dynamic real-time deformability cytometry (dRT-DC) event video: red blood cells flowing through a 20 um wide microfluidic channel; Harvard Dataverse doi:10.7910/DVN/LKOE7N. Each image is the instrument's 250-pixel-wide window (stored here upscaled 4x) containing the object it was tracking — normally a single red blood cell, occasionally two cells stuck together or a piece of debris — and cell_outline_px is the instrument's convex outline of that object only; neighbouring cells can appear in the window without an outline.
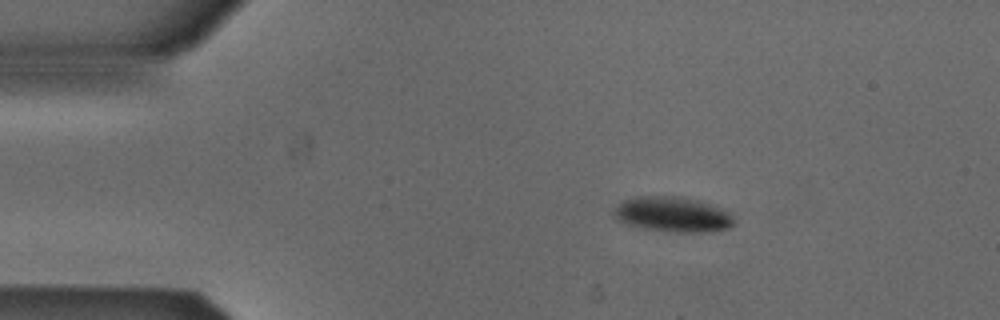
{"species": "Egyptian fruit bat (a non-hibernating species)", "species_latin": "Rousettus aegyptiacus", "temperature_condition": "cold", "stored_images_in_passage": 4, "camera_frame_rate_fps": 3000, "um_per_image_px": 0.085, "animal": {"sex": "male"}, "frame": {"image": 1, "passage_image": 1, "time_ms": 0.0, "image_size_px": [1000, 320], "cell_outline_px": [[732, 224], [728, 228], [704, 232], [672, 232], [644, 228], [628, 224], [616, 220], [612, 216], [612, 212], [624, 200], [640, 196], [680, 196], [700, 200], [720, 208], [728, 212], [732, 216]], "centroid_in_image_um": [57.14, 18.22], "position_along_channel_um": 27.9, "area_um2": 24.45}}
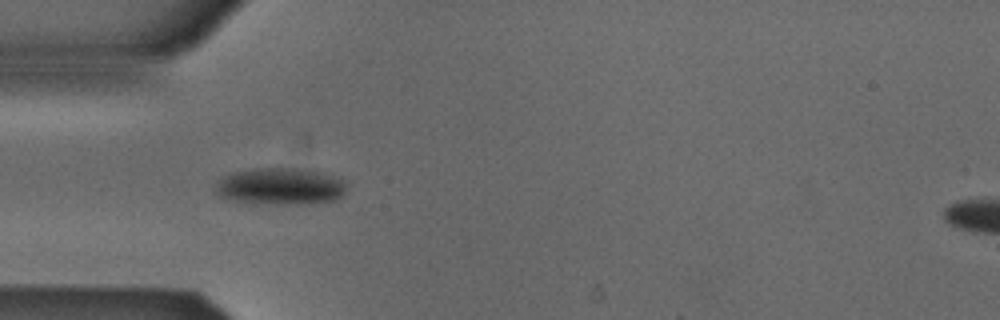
{"frame": {"image": 2, "passage_image": 3, "time_ms": 0.667, "image_size_px": [1000, 320], "cell_outline_px": [[344, 192], [336, 200], [308, 204], [256, 204], [236, 200], [220, 196], [216, 192], [216, 184], [224, 176], [232, 172], [252, 168], [288, 168], [320, 172], [344, 180]], "centroid_in_image_um": [23.81, 15.85], "position_along_channel_um": 61.2, "area_um2": 27.98}}
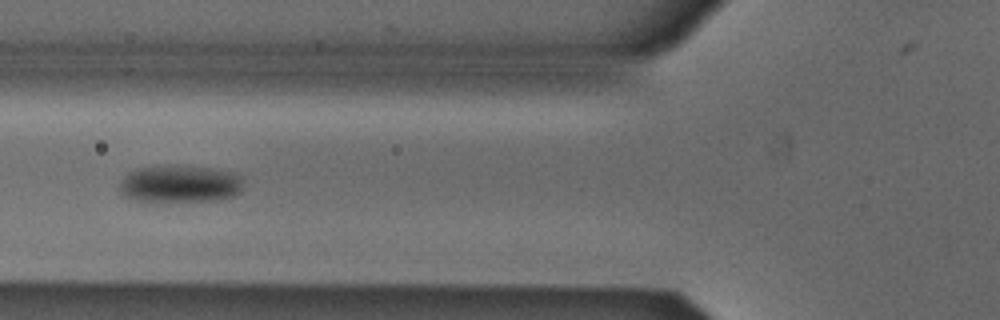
{"frame": {"image": 3, "passage_image": 4, "time_ms": 1.0, "image_size_px": [1000, 320], "cell_outline_px": [[240, 192], [232, 196], [216, 200], [148, 204], [124, 196], [120, 192], [120, 184], [124, 176], [128, 172], [136, 168], [176, 164], [180, 164], [216, 168], [232, 172], [240, 176]], "centroid_in_image_um": [15.22, 15.64], "position_along_channel_um": 110.6, "area_um2": 27.98}}